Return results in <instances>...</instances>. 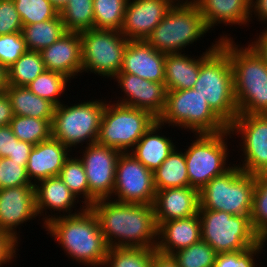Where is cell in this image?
<instances>
[{
  "label": "cell",
  "instance_id": "6da1fadb",
  "mask_svg": "<svg viewBox=\"0 0 267 267\" xmlns=\"http://www.w3.org/2000/svg\"><path fill=\"white\" fill-rule=\"evenodd\" d=\"M89 208L96 216L109 248L156 249L158 227L153 205L102 199L97 200Z\"/></svg>",
  "mask_w": 267,
  "mask_h": 267
},
{
  "label": "cell",
  "instance_id": "7a4b0ae2",
  "mask_svg": "<svg viewBox=\"0 0 267 267\" xmlns=\"http://www.w3.org/2000/svg\"><path fill=\"white\" fill-rule=\"evenodd\" d=\"M219 40L230 58L239 114H267V64L249 44L240 47L227 35Z\"/></svg>",
  "mask_w": 267,
  "mask_h": 267
},
{
  "label": "cell",
  "instance_id": "3957f363",
  "mask_svg": "<svg viewBox=\"0 0 267 267\" xmlns=\"http://www.w3.org/2000/svg\"><path fill=\"white\" fill-rule=\"evenodd\" d=\"M44 229L61 245L68 257L79 264L103 267L109 247L89 207L78 214L57 217Z\"/></svg>",
  "mask_w": 267,
  "mask_h": 267
},
{
  "label": "cell",
  "instance_id": "277c9868",
  "mask_svg": "<svg viewBox=\"0 0 267 267\" xmlns=\"http://www.w3.org/2000/svg\"><path fill=\"white\" fill-rule=\"evenodd\" d=\"M193 89L206 99L212 111L227 126L239 114L230 58L220 46L201 63Z\"/></svg>",
  "mask_w": 267,
  "mask_h": 267
},
{
  "label": "cell",
  "instance_id": "5b68a950",
  "mask_svg": "<svg viewBox=\"0 0 267 267\" xmlns=\"http://www.w3.org/2000/svg\"><path fill=\"white\" fill-rule=\"evenodd\" d=\"M208 31L194 0L176 1L146 41L159 52L180 53Z\"/></svg>",
  "mask_w": 267,
  "mask_h": 267
},
{
  "label": "cell",
  "instance_id": "8992f818",
  "mask_svg": "<svg viewBox=\"0 0 267 267\" xmlns=\"http://www.w3.org/2000/svg\"><path fill=\"white\" fill-rule=\"evenodd\" d=\"M255 184V175L245 173L233 164L228 171L214 177L199 190V209L251 215Z\"/></svg>",
  "mask_w": 267,
  "mask_h": 267
},
{
  "label": "cell",
  "instance_id": "52a82bcc",
  "mask_svg": "<svg viewBox=\"0 0 267 267\" xmlns=\"http://www.w3.org/2000/svg\"><path fill=\"white\" fill-rule=\"evenodd\" d=\"M157 120L163 125L188 129L195 135L220 133L228 129L206 99L193 88L167 91L164 112Z\"/></svg>",
  "mask_w": 267,
  "mask_h": 267
},
{
  "label": "cell",
  "instance_id": "ba28073f",
  "mask_svg": "<svg viewBox=\"0 0 267 267\" xmlns=\"http://www.w3.org/2000/svg\"><path fill=\"white\" fill-rule=\"evenodd\" d=\"M106 100H87V102L60 104L55 106L51 122V136L58 139L70 150L83 142L87 145L97 142L100 123Z\"/></svg>",
  "mask_w": 267,
  "mask_h": 267
},
{
  "label": "cell",
  "instance_id": "9c48e42d",
  "mask_svg": "<svg viewBox=\"0 0 267 267\" xmlns=\"http://www.w3.org/2000/svg\"><path fill=\"white\" fill-rule=\"evenodd\" d=\"M202 240L217 254L247 250L261 239L255 233L250 215L199 209Z\"/></svg>",
  "mask_w": 267,
  "mask_h": 267
},
{
  "label": "cell",
  "instance_id": "30bf717a",
  "mask_svg": "<svg viewBox=\"0 0 267 267\" xmlns=\"http://www.w3.org/2000/svg\"><path fill=\"white\" fill-rule=\"evenodd\" d=\"M110 103L105 104L97 143L130 152L157 118L144 109Z\"/></svg>",
  "mask_w": 267,
  "mask_h": 267
},
{
  "label": "cell",
  "instance_id": "8fae6325",
  "mask_svg": "<svg viewBox=\"0 0 267 267\" xmlns=\"http://www.w3.org/2000/svg\"><path fill=\"white\" fill-rule=\"evenodd\" d=\"M196 140L185 149L189 186L203 188L214 177L220 176L231 167L227 165L229 128L220 133L196 134ZM227 165V166H226Z\"/></svg>",
  "mask_w": 267,
  "mask_h": 267
},
{
  "label": "cell",
  "instance_id": "7c38bea8",
  "mask_svg": "<svg viewBox=\"0 0 267 267\" xmlns=\"http://www.w3.org/2000/svg\"><path fill=\"white\" fill-rule=\"evenodd\" d=\"M82 70L105 78L120 71L129 40L117 30L91 29L80 32Z\"/></svg>",
  "mask_w": 267,
  "mask_h": 267
},
{
  "label": "cell",
  "instance_id": "4fadbf2b",
  "mask_svg": "<svg viewBox=\"0 0 267 267\" xmlns=\"http://www.w3.org/2000/svg\"><path fill=\"white\" fill-rule=\"evenodd\" d=\"M155 193L153 172L130 152L121 153L116 163L112 197H117L113 201L153 205Z\"/></svg>",
  "mask_w": 267,
  "mask_h": 267
},
{
  "label": "cell",
  "instance_id": "5bb4252c",
  "mask_svg": "<svg viewBox=\"0 0 267 267\" xmlns=\"http://www.w3.org/2000/svg\"><path fill=\"white\" fill-rule=\"evenodd\" d=\"M228 128L242 137L244 161L237 166L252 175L267 171V114H238Z\"/></svg>",
  "mask_w": 267,
  "mask_h": 267
},
{
  "label": "cell",
  "instance_id": "9a60e30c",
  "mask_svg": "<svg viewBox=\"0 0 267 267\" xmlns=\"http://www.w3.org/2000/svg\"><path fill=\"white\" fill-rule=\"evenodd\" d=\"M83 148L79 159L83 162L87 176L90 207L97 200L112 198L116 163L121 152L97 142Z\"/></svg>",
  "mask_w": 267,
  "mask_h": 267
},
{
  "label": "cell",
  "instance_id": "2e32d148",
  "mask_svg": "<svg viewBox=\"0 0 267 267\" xmlns=\"http://www.w3.org/2000/svg\"><path fill=\"white\" fill-rule=\"evenodd\" d=\"M113 79L117 80L121 92H124L120 101L114 102L144 109L157 119L164 112L167 93L164 83L148 81L130 73H118Z\"/></svg>",
  "mask_w": 267,
  "mask_h": 267
},
{
  "label": "cell",
  "instance_id": "e0dca14e",
  "mask_svg": "<svg viewBox=\"0 0 267 267\" xmlns=\"http://www.w3.org/2000/svg\"><path fill=\"white\" fill-rule=\"evenodd\" d=\"M37 216L34 185L0 189V230L20 241L17 227Z\"/></svg>",
  "mask_w": 267,
  "mask_h": 267
},
{
  "label": "cell",
  "instance_id": "ac0fdd59",
  "mask_svg": "<svg viewBox=\"0 0 267 267\" xmlns=\"http://www.w3.org/2000/svg\"><path fill=\"white\" fill-rule=\"evenodd\" d=\"M176 0H128L120 32L128 40H146Z\"/></svg>",
  "mask_w": 267,
  "mask_h": 267
},
{
  "label": "cell",
  "instance_id": "d6986e66",
  "mask_svg": "<svg viewBox=\"0 0 267 267\" xmlns=\"http://www.w3.org/2000/svg\"><path fill=\"white\" fill-rule=\"evenodd\" d=\"M34 186L37 214L40 217L44 216L45 212V216L42 218L44 221L43 228H45L44 226L47 225V223L57 217L78 214L86 208L85 206L81 205L82 207L80 206L79 208L80 211L75 210V212H73V210H71L74 207L76 208L75 203L77 205L79 200L64 184L59 176H52L47 179H43L37 182ZM47 209L49 211L54 210L56 211V214L59 213L60 215H49L50 212H47ZM46 212L48 213V216ZM60 212H62L63 215Z\"/></svg>",
  "mask_w": 267,
  "mask_h": 267
},
{
  "label": "cell",
  "instance_id": "ffe728a7",
  "mask_svg": "<svg viewBox=\"0 0 267 267\" xmlns=\"http://www.w3.org/2000/svg\"><path fill=\"white\" fill-rule=\"evenodd\" d=\"M165 55L146 40H129L119 73H130L148 81L164 83Z\"/></svg>",
  "mask_w": 267,
  "mask_h": 267
},
{
  "label": "cell",
  "instance_id": "44dd1931",
  "mask_svg": "<svg viewBox=\"0 0 267 267\" xmlns=\"http://www.w3.org/2000/svg\"><path fill=\"white\" fill-rule=\"evenodd\" d=\"M199 207V190L194 187L158 190L153 203L157 227L166 221L188 218L198 214Z\"/></svg>",
  "mask_w": 267,
  "mask_h": 267
},
{
  "label": "cell",
  "instance_id": "7402d4cb",
  "mask_svg": "<svg viewBox=\"0 0 267 267\" xmlns=\"http://www.w3.org/2000/svg\"><path fill=\"white\" fill-rule=\"evenodd\" d=\"M46 70L75 78L82 70L81 36L65 32L56 42L40 51Z\"/></svg>",
  "mask_w": 267,
  "mask_h": 267
},
{
  "label": "cell",
  "instance_id": "603a6c76",
  "mask_svg": "<svg viewBox=\"0 0 267 267\" xmlns=\"http://www.w3.org/2000/svg\"><path fill=\"white\" fill-rule=\"evenodd\" d=\"M70 152L67 146L52 136L34 145L26 166L31 183L35 185L43 179L59 176L65 161L71 156Z\"/></svg>",
  "mask_w": 267,
  "mask_h": 267
},
{
  "label": "cell",
  "instance_id": "cb8c5ba5",
  "mask_svg": "<svg viewBox=\"0 0 267 267\" xmlns=\"http://www.w3.org/2000/svg\"><path fill=\"white\" fill-rule=\"evenodd\" d=\"M201 239V221L198 214L188 218L166 221L158 226L156 251L173 255Z\"/></svg>",
  "mask_w": 267,
  "mask_h": 267
},
{
  "label": "cell",
  "instance_id": "d4e9b609",
  "mask_svg": "<svg viewBox=\"0 0 267 267\" xmlns=\"http://www.w3.org/2000/svg\"><path fill=\"white\" fill-rule=\"evenodd\" d=\"M220 45V40L205 50L198 58L180 53L165 55V88L167 91L192 89L196 83L201 63ZM190 56V57H189Z\"/></svg>",
  "mask_w": 267,
  "mask_h": 267
},
{
  "label": "cell",
  "instance_id": "484cf974",
  "mask_svg": "<svg viewBox=\"0 0 267 267\" xmlns=\"http://www.w3.org/2000/svg\"><path fill=\"white\" fill-rule=\"evenodd\" d=\"M201 10L207 28L217 24L248 25L251 0H194ZM248 22V23H247Z\"/></svg>",
  "mask_w": 267,
  "mask_h": 267
},
{
  "label": "cell",
  "instance_id": "4316f807",
  "mask_svg": "<svg viewBox=\"0 0 267 267\" xmlns=\"http://www.w3.org/2000/svg\"><path fill=\"white\" fill-rule=\"evenodd\" d=\"M162 126L163 124L156 120L130 151L138 161L152 172L159 168L176 148L173 140L160 134Z\"/></svg>",
  "mask_w": 267,
  "mask_h": 267
},
{
  "label": "cell",
  "instance_id": "83f0119b",
  "mask_svg": "<svg viewBox=\"0 0 267 267\" xmlns=\"http://www.w3.org/2000/svg\"><path fill=\"white\" fill-rule=\"evenodd\" d=\"M5 93L10 99L14 115L39 119L53 118L55 105L31 92L27 86L8 85Z\"/></svg>",
  "mask_w": 267,
  "mask_h": 267
},
{
  "label": "cell",
  "instance_id": "f1b7e54d",
  "mask_svg": "<svg viewBox=\"0 0 267 267\" xmlns=\"http://www.w3.org/2000/svg\"><path fill=\"white\" fill-rule=\"evenodd\" d=\"M156 191L168 188L188 187L189 179L184 152L175 148L153 172Z\"/></svg>",
  "mask_w": 267,
  "mask_h": 267
},
{
  "label": "cell",
  "instance_id": "f546056e",
  "mask_svg": "<svg viewBox=\"0 0 267 267\" xmlns=\"http://www.w3.org/2000/svg\"><path fill=\"white\" fill-rule=\"evenodd\" d=\"M65 32L60 14L53 19L22 27L27 49L38 52L56 42Z\"/></svg>",
  "mask_w": 267,
  "mask_h": 267
},
{
  "label": "cell",
  "instance_id": "4dcf8cb0",
  "mask_svg": "<svg viewBox=\"0 0 267 267\" xmlns=\"http://www.w3.org/2000/svg\"><path fill=\"white\" fill-rule=\"evenodd\" d=\"M45 70L40 52L27 50L7 69V84L26 87Z\"/></svg>",
  "mask_w": 267,
  "mask_h": 267
},
{
  "label": "cell",
  "instance_id": "1f68e13d",
  "mask_svg": "<svg viewBox=\"0 0 267 267\" xmlns=\"http://www.w3.org/2000/svg\"><path fill=\"white\" fill-rule=\"evenodd\" d=\"M59 14L66 32L94 29L93 0H69Z\"/></svg>",
  "mask_w": 267,
  "mask_h": 267
},
{
  "label": "cell",
  "instance_id": "d6a6232c",
  "mask_svg": "<svg viewBox=\"0 0 267 267\" xmlns=\"http://www.w3.org/2000/svg\"><path fill=\"white\" fill-rule=\"evenodd\" d=\"M52 119L14 115L9 126L19 141L36 145L51 137Z\"/></svg>",
  "mask_w": 267,
  "mask_h": 267
},
{
  "label": "cell",
  "instance_id": "836d02e7",
  "mask_svg": "<svg viewBox=\"0 0 267 267\" xmlns=\"http://www.w3.org/2000/svg\"><path fill=\"white\" fill-rule=\"evenodd\" d=\"M128 0H93L94 29L120 31Z\"/></svg>",
  "mask_w": 267,
  "mask_h": 267
},
{
  "label": "cell",
  "instance_id": "e575fe53",
  "mask_svg": "<svg viewBox=\"0 0 267 267\" xmlns=\"http://www.w3.org/2000/svg\"><path fill=\"white\" fill-rule=\"evenodd\" d=\"M156 249L109 248L103 267H150Z\"/></svg>",
  "mask_w": 267,
  "mask_h": 267
},
{
  "label": "cell",
  "instance_id": "d590c367",
  "mask_svg": "<svg viewBox=\"0 0 267 267\" xmlns=\"http://www.w3.org/2000/svg\"><path fill=\"white\" fill-rule=\"evenodd\" d=\"M70 78L62 73L45 70L34 81L27 85V88L37 96L49 100L55 106L63 102L60 101L61 94H64Z\"/></svg>",
  "mask_w": 267,
  "mask_h": 267
},
{
  "label": "cell",
  "instance_id": "8d00e7d4",
  "mask_svg": "<svg viewBox=\"0 0 267 267\" xmlns=\"http://www.w3.org/2000/svg\"><path fill=\"white\" fill-rule=\"evenodd\" d=\"M250 220L255 233L267 241V171L255 175Z\"/></svg>",
  "mask_w": 267,
  "mask_h": 267
},
{
  "label": "cell",
  "instance_id": "74e56055",
  "mask_svg": "<svg viewBox=\"0 0 267 267\" xmlns=\"http://www.w3.org/2000/svg\"><path fill=\"white\" fill-rule=\"evenodd\" d=\"M59 177L76 198L79 200V196L80 198L82 197L84 200L82 204L85 207H89V185L83 162L79 157L70 156L65 161L59 173Z\"/></svg>",
  "mask_w": 267,
  "mask_h": 267
},
{
  "label": "cell",
  "instance_id": "f35d334b",
  "mask_svg": "<svg viewBox=\"0 0 267 267\" xmlns=\"http://www.w3.org/2000/svg\"><path fill=\"white\" fill-rule=\"evenodd\" d=\"M179 267H214L217 253L202 239L172 255Z\"/></svg>",
  "mask_w": 267,
  "mask_h": 267
},
{
  "label": "cell",
  "instance_id": "ab89813d",
  "mask_svg": "<svg viewBox=\"0 0 267 267\" xmlns=\"http://www.w3.org/2000/svg\"><path fill=\"white\" fill-rule=\"evenodd\" d=\"M23 25L55 18L59 10L50 0H13Z\"/></svg>",
  "mask_w": 267,
  "mask_h": 267
},
{
  "label": "cell",
  "instance_id": "60d3db41",
  "mask_svg": "<svg viewBox=\"0 0 267 267\" xmlns=\"http://www.w3.org/2000/svg\"><path fill=\"white\" fill-rule=\"evenodd\" d=\"M27 162H16L10 158H0V189L21 185H34L28 178Z\"/></svg>",
  "mask_w": 267,
  "mask_h": 267
},
{
  "label": "cell",
  "instance_id": "b9f144b4",
  "mask_svg": "<svg viewBox=\"0 0 267 267\" xmlns=\"http://www.w3.org/2000/svg\"><path fill=\"white\" fill-rule=\"evenodd\" d=\"M265 240L247 250L217 254L214 267H256L255 256L261 255Z\"/></svg>",
  "mask_w": 267,
  "mask_h": 267
},
{
  "label": "cell",
  "instance_id": "7bdbcfd3",
  "mask_svg": "<svg viewBox=\"0 0 267 267\" xmlns=\"http://www.w3.org/2000/svg\"><path fill=\"white\" fill-rule=\"evenodd\" d=\"M22 32L0 35V64L11 67L27 51Z\"/></svg>",
  "mask_w": 267,
  "mask_h": 267
},
{
  "label": "cell",
  "instance_id": "ee69618b",
  "mask_svg": "<svg viewBox=\"0 0 267 267\" xmlns=\"http://www.w3.org/2000/svg\"><path fill=\"white\" fill-rule=\"evenodd\" d=\"M22 21L13 0H0V35L22 32Z\"/></svg>",
  "mask_w": 267,
  "mask_h": 267
},
{
  "label": "cell",
  "instance_id": "f6af8a7d",
  "mask_svg": "<svg viewBox=\"0 0 267 267\" xmlns=\"http://www.w3.org/2000/svg\"><path fill=\"white\" fill-rule=\"evenodd\" d=\"M19 241L15 240L7 232L0 230V267L4 264L12 263L16 258ZM15 257V258H14Z\"/></svg>",
  "mask_w": 267,
  "mask_h": 267
},
{
  "label": "cell",
  "instance_id": "bcb514c9",
  "mask_svg": "<svg viewBox=\"0 0 267 267\" xmlns=\"http://www.w3.org/2000/svg\"><path fill=\"white\" fill-rule=\"evenodd\" d=\"M18 141L9 125L0 126V158H8Z\"/></svg>",
  "mask_w": 267,
  "mask_h": 267
},
{
  "label": "cell",
  "instance_id": "7dc6e473",
  "mask_svg": "<svg viewBox=\"0 0 267 267\" xmlns=\"http://www.w3.org/2000/svg\"><path fill=\"white\" fill-rule=\"evenodd\" d=\"M33 146L34 145L28 142L18 141L17 143H14L13 153L10 154L8 158L16 162H28Z\"/></svg>",
  "mask_w": 267,
  "mask_h": 267
},
{
  "label": "cell",
  "instance_id": "c3c4849f",
  "mask_svg": "<svg viewBox=\"0 0 267 267\" xmlns=\"http://www.w3.org/2000/svg\"><path fill=\"white\" fill-rule=\"evenodd\" d=\"M13 116L9 97L5 92L0 93V126L9 125Z\"/></svg>",
  "mask_w": 267,
  "mask_h": 267
},
{
  "label": "cell",
  "instance_id": "681fc988",
  "mask_svg": "<svg viewBox=\"0 0 267 267\" xmlns=\"http://www.w3.org/2000/svg\"><path fill=\"white\" fill-rule=\"evenodd\" d=\"M250 16L255 14V16L259 19L261 23L267 22V0H251L250 1ZM253 13V14H252Z\"/></svg>",
  "mask_w": 267,
  "mask_h": 267
},
{
  "label": "cell",
  "instance_id": "f907efd6",
  "mask_svg": "<svg viewBox=\"0 0 267 267\" xmlns=\"http://www.w3.org/2000/svg\"><path fill=\"white\" fill-rule=\"evenodd\" d=\"M150 267H179L177 260L172 255L155 251Z\"/></svg>",
  "mask_w": 267,
  "mask_h": 267
},
{
  "label": "cell",
  "instance_id": "816d5d0a",
  "mask_svg": "<svg viewBox=\"0 0 267 267\" xmlns=\"http://www.w3.org/2000/svg\"><path fill=\"white\" fill-rule=\"evenodd\" d=\"M259 37L255 38L254 42H250L249 45L257 52V54L267 64V33L262 30Z\"/></svg>",
  "mask_w": 267,
  "mask_h": 267
},
{
  "label": "cell",
  "instance_id": "f5cc1de1",
  "mask_svg": "<svg viewBox=\"0 0 267 267\" xmlns=\"http://www.w3.org/2000/svg\"><path fill=\"white\" fill-rule=\"evenodd\" d=\"M7 86V69L0 64V93L5 92Z\"/></svg>",
  "mask_w": 267,
  "mask_h": 267
},
{
  "label": "cell",
  "instance_id": "db71d44e",
  "mask_svg": "<svg viewBox=\"0 0 267 267\" xmlns=\"http://www.w3.org/2000/svg\"><path fill=\"white\" fill-rule=\"evenodd\" d=\"M52 4L60 11L62 7L69 1V0H50Z\"/></svg>",
  "mask_w": 267,
  "mask_h": 267
}]
</instances>
